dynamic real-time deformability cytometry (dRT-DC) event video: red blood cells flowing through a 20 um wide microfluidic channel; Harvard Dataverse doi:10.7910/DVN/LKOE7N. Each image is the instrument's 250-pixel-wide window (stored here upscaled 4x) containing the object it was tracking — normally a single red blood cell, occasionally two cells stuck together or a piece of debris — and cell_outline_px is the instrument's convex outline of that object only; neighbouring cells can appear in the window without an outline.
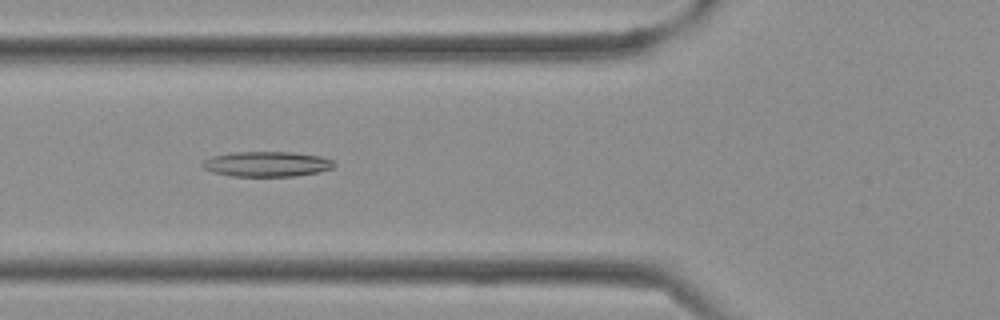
{"species": "Egyptian fruit bat (a non-hibernating species)", "species_latin": "Rousettus aegyptiacus", "temperature_condition": "cold", "stored_images_in_passage": 27, "camera_frame_rate_fps": 3000, "um_per_image_px": 0.085, "frame": {"image": 1, "passage_image": 4, "time_ms": 1.0, "image_size_px": [1000, 320], "cell_outline_px": [[336, 164], [332, 168], [320, 172], [296, 176], [232, 176], [212, 172], [204, 168], [200, 164], [204, 160], [212, 156], [232, 152], [292, 152], [320, 156], [332, 160]], "centroid_in_image_um": [22.68, 13.94], "position_along_channel_um": 103.1, "area_um2": 19.36}}
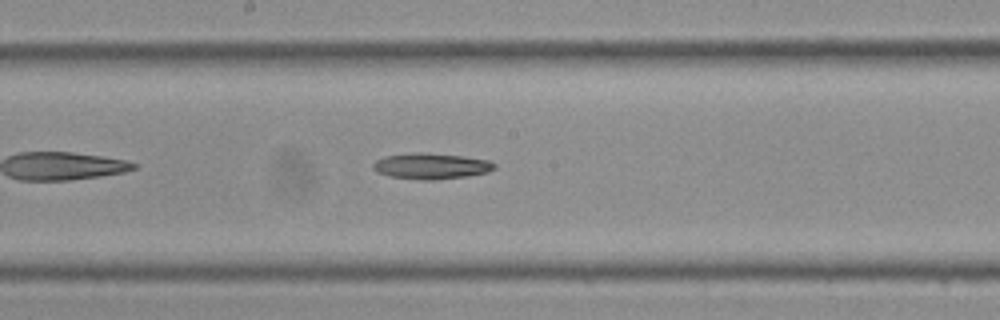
{"frame": {"image": 2, "passage_image": 10, "time_ms": 3.0, "image_size_px": [1000, 320], "cell_outline_px": [[496, 168], [488, 172], [468, 176], [436, 180], [420, 180], [388, 176], [376, 172], [372, 168], [372, 164], [376, 160], [384, 156], [416, 152], [424, 152], [464, 156], [488, 160], [496, 164]], "centroid_in_image_um": [36.63, 14.12], "position_along_channel_um": 211.6, "area_um2": 18.61}}
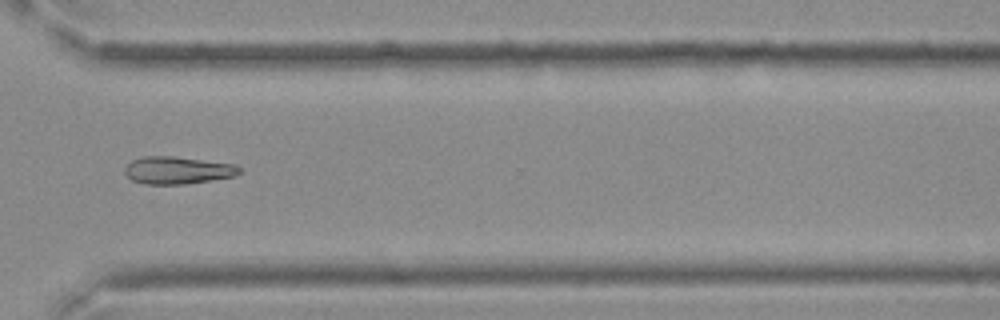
{"frame": {"image": 3, "passage_image": 18, "time_ms": 5.667, "image_size_px": [1000, 320], "cell_outline_px": [[240, 172], [236, 176], [184, 184], [144, 184], [132, 180], [124, 172], [124, 168], [132, 160], [140, 156], [176, 156], [236, 164], [240, 168]], "centroid_in_image_um": [15.09, 14.46], "position_along_channel_um": 355.5, "area_um2": 18.44}}